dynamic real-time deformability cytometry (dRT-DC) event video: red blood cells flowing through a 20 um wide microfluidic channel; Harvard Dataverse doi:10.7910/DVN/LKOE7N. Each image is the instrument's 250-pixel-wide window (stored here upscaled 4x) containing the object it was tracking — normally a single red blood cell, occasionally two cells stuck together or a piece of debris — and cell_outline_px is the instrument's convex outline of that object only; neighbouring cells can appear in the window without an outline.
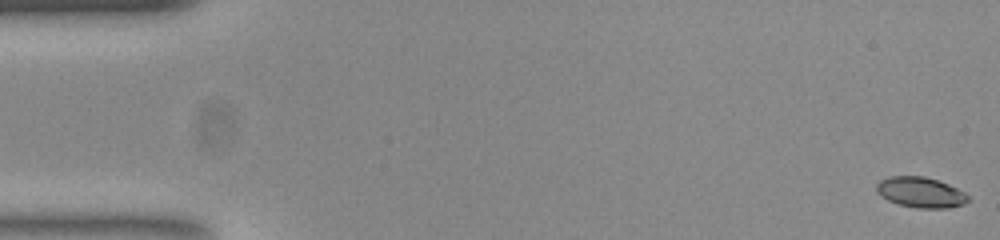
{"species": "common noctule bat (a hibernating species)", "species_latin": "Nyctalus noctula", "temperature_condition": "room temperature", "stored_images_in_passage": 54, "camera_frame_rate_fps": 3000, "um_per_image_px": 0.085, "animal": {"sex": "female", "body_mass_g": 23.0, "forearm_length_mm": 53.4}, "frame": {"image": 1, "passage_image": 1, "time_ms": 0.0, "image_size_px": [1000, 240], "cell_outline_px": [[968, 200], [964, 204], [948, 208], [916, 208], [900, 204], [888, 200], [880, 196], [876, 192], [876, 184], [880, 180], [888, 176], [924, 176], [948, 184], [964, 192], [968, 196]], "centroid_in_image_um": [78.22, 16.34], "position_along_channel_um": 6.8, "area_um2": 16.24}}
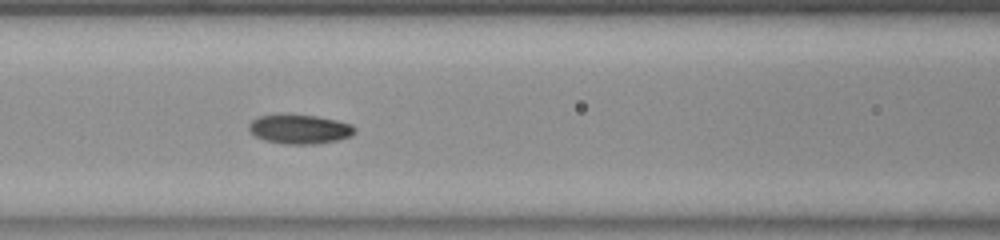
{"frame": {"image": 2, "passage_image": 23, "time_ms": 7.333, "image_size_px": [1000, 240], "cell_outline_px": [[356, 132], [348, 136], [336, 140], [312, 144], [284, 144], [264, 140], [256, 136], [248, 128], [248, 124], [256, 116], [284, 112], [316, 116], [336, 120], [352, 124], [356, 128]], "centroid_in_image_um": [25.41, 10.94], "position_along_channel_um": 141.2, "area_um2": 18.44}}
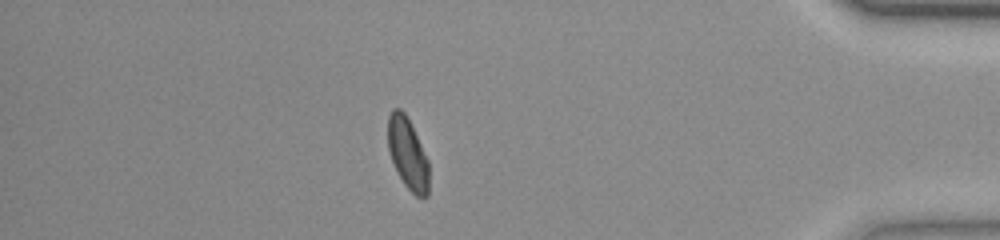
{"frame": {"image": 3, "passage_image": 47, "time_ms": 15.333, "image_size_px": [1000, 240], "cell_outline_px": [[428, 196], [416, 196], [404, 184], [392, 160], [388, 148], [388, 116], [392, 108], [400, 108], [404, 112], [428, 160]], "centroid_in_image_um": [34.64, 13.04], "position_along_channel_um": 400.6, "area_um2": 16.59}, "authors_computed_cell_mechanics": {"area_um2": 17.2533, "velocity_mm_per_s": 3.7987, "shape_relaxation_time_tau1_ms": 2.6574, "shape_relaxation_time_tau2_ms": 2.2179, "deformation_change_tau1": 0.1255, "deformation_change_tau2": 0.064}}